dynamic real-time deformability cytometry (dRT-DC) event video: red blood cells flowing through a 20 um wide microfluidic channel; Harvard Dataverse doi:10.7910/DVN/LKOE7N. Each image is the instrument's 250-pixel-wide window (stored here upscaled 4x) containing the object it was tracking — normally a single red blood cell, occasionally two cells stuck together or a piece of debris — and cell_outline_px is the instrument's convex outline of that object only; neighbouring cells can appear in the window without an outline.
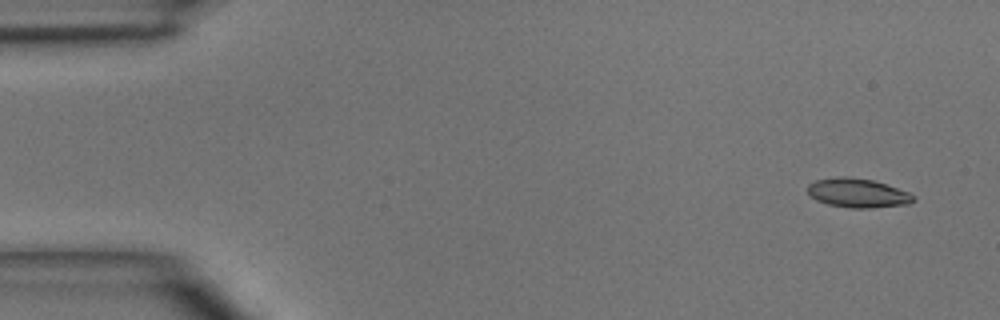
{"species": "common noctule bat (a hibernating species)", "species_latin": "Nyctalus noctula", "temperature_condition": "room temperature", "stored_images_in_passage": 4, "camera_frame_rate_fps": 3000, "um_per_image_px": 0.085, "animal": {"sex": "male", "body_mass_g": 15.6}, "frame": {"image": 1, "passage_image": 1, "time_ms": 0.0, "image_size_px": [1000, 320], "cell_outline_px": [[916, 200], [908, 204], [872, 208], [848, 208], [828, 204], [816, 200], [808, 192], [808, 184], [816, 180], [840, 176], [844, 176], [872, 180], [908, 192], [916, 196]], "centroid_in_image_um": [72.91, 16.41], "position_along_channel_um": 12.1, "area_um2": 17.86}}
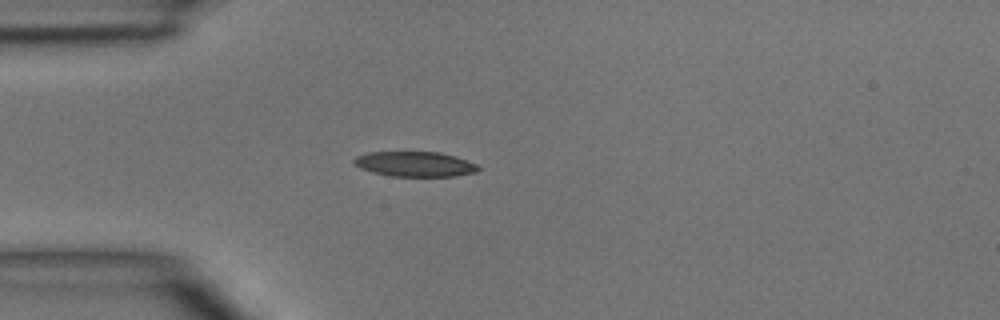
{"frame": {"image": 2, "passage_image": 4, "time_ms": 3.333, "image_size_px": [1000, 320], "cell_outline_px": [[480, 168], [476, 172], [456, 176], [392, 176], [372, 172], [360, 168], [352, 164], [352, 160], [356, 156], [368, 152], [440, 152], [456, 156], [476, 164]], "centroid_in_image_um": [35.24, 13.94], "position_along_channel_um": 49.8, "area_um2": 18.21}}